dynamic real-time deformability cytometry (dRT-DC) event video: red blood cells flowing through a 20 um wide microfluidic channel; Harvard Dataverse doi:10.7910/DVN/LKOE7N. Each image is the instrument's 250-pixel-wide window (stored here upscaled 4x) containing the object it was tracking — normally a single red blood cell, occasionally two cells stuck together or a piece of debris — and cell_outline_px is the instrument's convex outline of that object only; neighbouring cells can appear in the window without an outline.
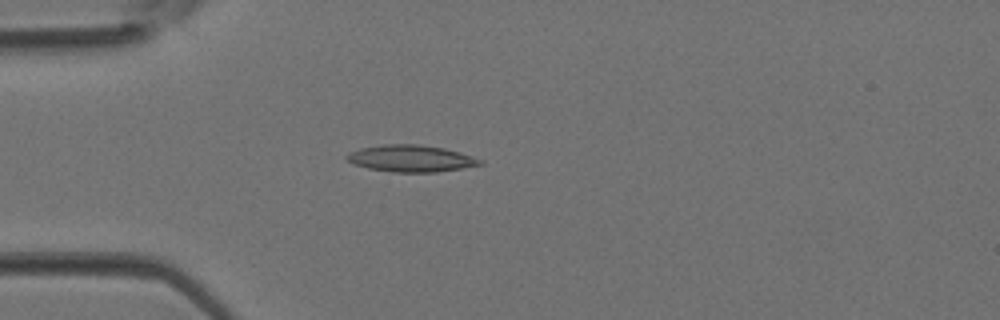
{"species": "Egyptian fruit bat (a non-hibernating species)", "species_latin": "Rousettus aegyptiacus", "temperature_condition": "room temperature", "stored_images_in_passage": 3, "camera_frame_rate_fps": 3000, "um_per_image_px": 0.085, "animal": {"sex": "female"}, "frame": {"image": 1, "passage_image": 3, "time_ms": 0.667, "image_size_px": [1000, 320], "cell_outline_px": [[484, 164], [436, 172], [392, 172], [368, 168], [352, 164], [344, 156], [348, 152], [360, 148], [384, 144], [416, 144], [444, 148], [460, 152], [484, 160]], "centroid_in_image_um": [34.91, 13.46], "position_along_channel_um": 50.1, "area_um2": 20.87}}